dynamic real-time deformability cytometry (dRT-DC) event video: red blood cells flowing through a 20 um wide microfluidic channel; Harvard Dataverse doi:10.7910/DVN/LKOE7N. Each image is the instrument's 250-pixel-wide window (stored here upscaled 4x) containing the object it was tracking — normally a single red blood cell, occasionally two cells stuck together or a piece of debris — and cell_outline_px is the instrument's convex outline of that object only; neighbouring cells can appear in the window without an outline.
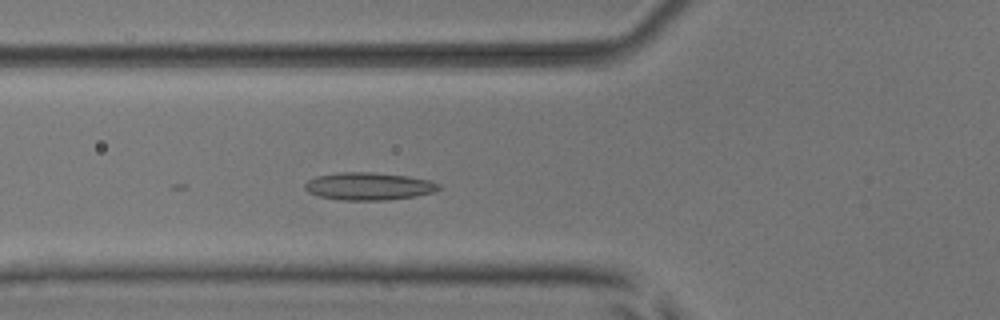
{"species": "common noctule bat (a hibernating species)", "species_latin": "Nyctalus noctula", "temperature_condition": "room temperature", "stored_images_in_passage": 40, "camera_frame_rate_fps": 3000, "um_per_image_px": 0.085, "animal": {"sex": "male", "body_mass_g": 17.9, "forearm_length_mm": 54.2}, "frame": {"image": 1, "passage_image": 17, "time_ms": 5.333, "image_size_px": [1000, 320], "cell_outline_px": [[440, 188], [436, 192], [416, 196], [388, 200], [340, 200], [320, 196], [308, 192], [304, 188], [304, 184], [308, 180], [316, 176], [336, 172], [372, 172], [408, 176], [432, 180], [440, 184]], "centroid_in_image_um": [31.37, 15.83], "position_along_channel_um": 94.4, "area_um2": 21.79}}
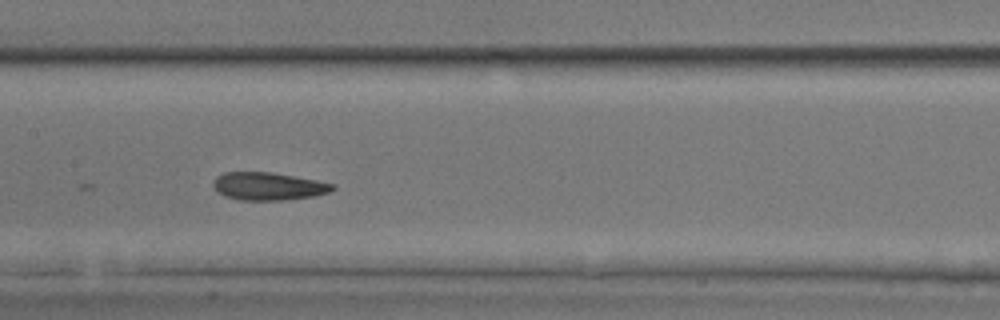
{"frame": {"image": 2, "passage_image": 24, "time_ms": 7.667, "image_size_px": [1000, 320], "cell_outline_px": [[336, 188], [328, 192], [316, 196], [284, 200], [240, 200], [224, 196], [216, 192], [212, 184], [212, 180], [216, 176], [224, 172], [272, 172], [316, 180], [336, 184]], "centroid_in_image_um": [22.78, 15.83], "position_along_channel_um": 184.6, "area_um2": 19.59}}
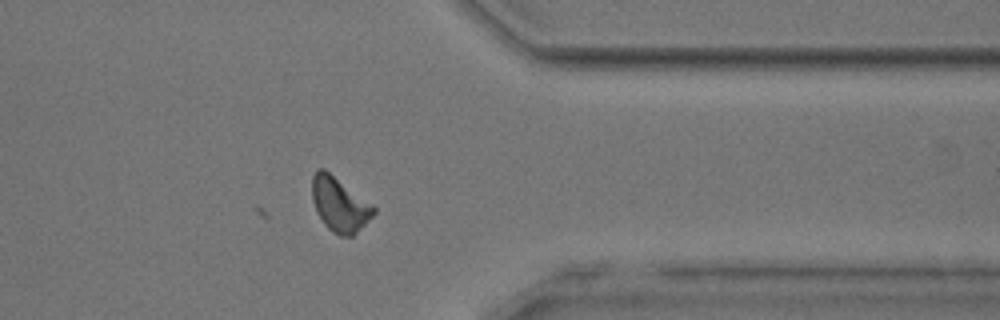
{"frame": {"image": 3, "passage_image": 40, "time_ms": 13.0, "image_size_px": [1000, 320], "cell_outline_px": [[376, 212], [352, 236], [340, 236], [332, 232], [324, 224], [316, 212], [312, 200], [312, 176], [316, 168], [324, 168], [372, 204], [376, 208]], "centroid_in_image_um": [28.83, 17.36], "position_along_channel_um": 382.6, "area_um2": 19.42}, "authors_computed_cell_mechanics": {"area_um2": 20.0566, "velocity_mm_per_s": 3.8699, "shape_relaxation_time_tau1_ms": 10.4235, "shape_relaxation_time_tau2_ms": 3.193, "deformation_change_tau1": 0.1683, "deformation_change_tau2": 0.0899}}